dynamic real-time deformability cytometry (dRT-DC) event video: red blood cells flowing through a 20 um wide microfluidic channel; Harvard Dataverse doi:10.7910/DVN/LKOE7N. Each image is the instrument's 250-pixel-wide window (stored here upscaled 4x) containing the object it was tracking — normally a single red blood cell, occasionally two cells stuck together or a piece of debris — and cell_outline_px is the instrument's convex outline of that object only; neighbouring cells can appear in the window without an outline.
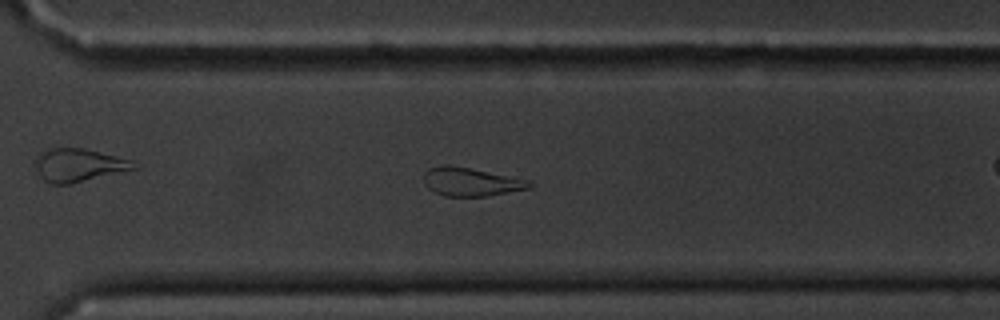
{"species": "common noctule bat (a hibernating species)", "species_latin": "Nyctalus noctula", "temperature_condition": "cold", "stored_images_in_passage": 42, "camera_frame_rate_fps": 3000, "um_per_image_px": 0.085, "animal": {"sex": "male", "body_mass_g": 20.1, "forearm_length_mm": 53.5}, "frame": {"image": 1, "passage_image": 24, "time_ms": 7.667, "image_size_px": [1000, 320], "cell_outline_px": [[532, 188], [488, 196], [444, 196], [432, 192], [424, 184], [424, 172], [428, 168], [444, 164], [448, 164], [528, 180], [532, 184]], "centroid_in_image_um": [39.98, 15.46], "position_along_channel_um": 330.6, "area_um2": 17.51}, "authors_computed_cell_mechanics": {"area_um2": 18.8139, "velocity_mm_per_s": 3.3812, "shape_relaxation_time_tau1_ms": 2.7546, "shape_relaxation_time_tau2_ms": 9.583, "deformation_change_tau1": 0.1519, "deformation_change_tau2": 0.2348}}